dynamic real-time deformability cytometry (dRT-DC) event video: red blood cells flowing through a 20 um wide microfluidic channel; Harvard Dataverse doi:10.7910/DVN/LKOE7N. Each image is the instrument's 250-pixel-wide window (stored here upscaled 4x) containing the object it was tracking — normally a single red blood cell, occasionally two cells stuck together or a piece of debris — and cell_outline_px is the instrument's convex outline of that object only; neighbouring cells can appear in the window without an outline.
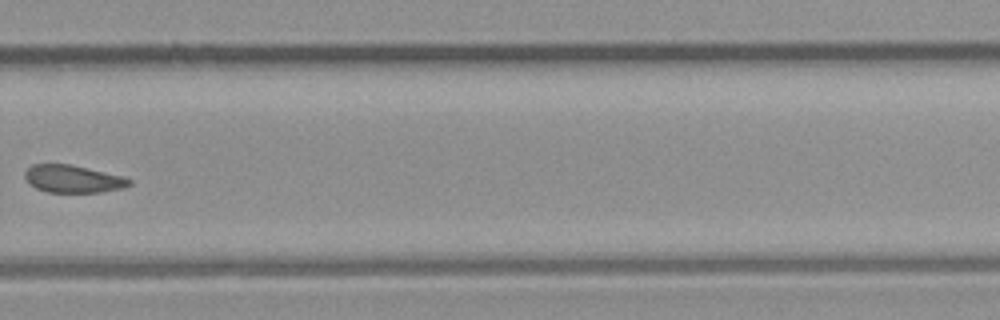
{"species": "common noctule bat (a hibernating species)", "species_latin": "Nyctalus noctula", "temperature_condition": "room temperature", "stored_images_in_passage": 33, "camera_frame_rate_fps": 3000, "um_per_image_px": 0.085, "animal": {"sex": "male", "body_mass_g": 23.1, "forearm_length_mm": 52.7}, "frame": {"image": 1, "passage_image": 24, "time_ms": 7.667, "image_size_px": [1000, 320], "cell_outline_px": [[132, 184], [124, 188], [104, 192], [48, 192], [36, 188], [28, 184], [24, 176], [24, 172], [32, 164], [72, 164], [124, 176], [132, 180]], "centroid_in_image_um": [6.22, 15.2], "position_along_channel_um": 323.6, "area_um2": 17.05}}